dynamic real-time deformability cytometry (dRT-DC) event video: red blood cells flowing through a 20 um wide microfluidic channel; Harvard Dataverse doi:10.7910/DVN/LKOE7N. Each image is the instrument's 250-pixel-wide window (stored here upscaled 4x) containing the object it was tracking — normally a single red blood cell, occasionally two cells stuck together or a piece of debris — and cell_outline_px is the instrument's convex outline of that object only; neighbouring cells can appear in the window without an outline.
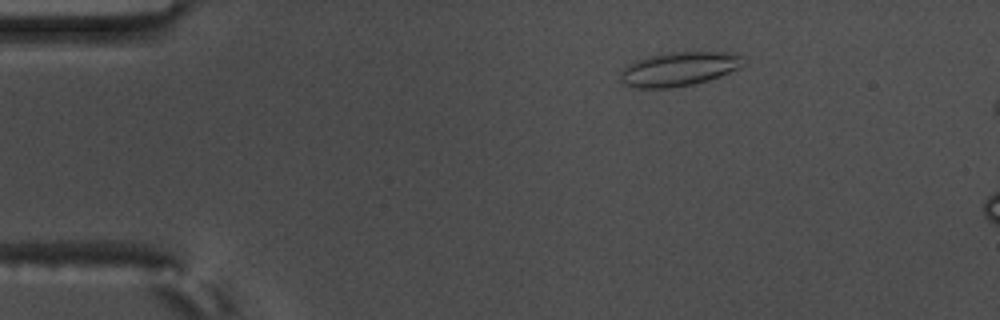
{"species": "common noctule bat (a hibernating species)", "species_latin": "Nyctalus noctula", "temperature_condition": "warm", "stored_images_in_passage": 14, "camera_frame_rate_fps": 3000, "um_per_image_px": 0.085, "animal": {"sex": "male", "body_mass_g": 17.5, "forearm_length_mm": 52.3}, "frame": {"image": 1, "passage_image": 7, "time_ms": 2.0, "image_size_px": [1000, 320], "cell_outline_px": [[744, 64], [720, 76], [708, 80], [692, 84], [668, 88], [636, 88], [620, 84], [620, 72], [632, 60], [648, 56], [672, 52], [740, 52], [744, 56]], "centroid_in_image_um": [57.68, 5.85], "position_along_channel_um": 27.3, "area_um2": 24.68}}